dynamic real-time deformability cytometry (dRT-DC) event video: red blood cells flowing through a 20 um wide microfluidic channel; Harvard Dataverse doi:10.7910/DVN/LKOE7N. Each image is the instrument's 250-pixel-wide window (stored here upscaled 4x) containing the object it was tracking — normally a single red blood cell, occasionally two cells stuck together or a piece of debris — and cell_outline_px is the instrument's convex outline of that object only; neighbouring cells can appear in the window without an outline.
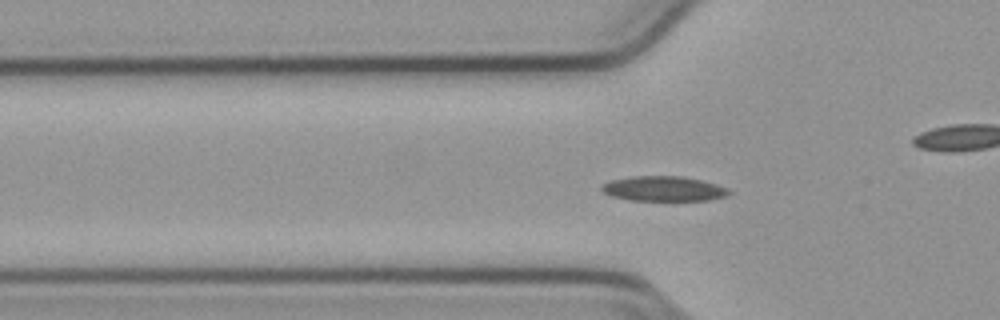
{"species": "common noctule bat (a hibernating species)", "species_latin": "Nyctalus noctula", "temperature_condition": "cold", "stored_images_in_passage": 56, "camera_frame_rate_fps": 3000, "um_per_image_px": 0.085, "animal": {"sex": "male", "body_mass_g": 23.1, "forearm_length_mm": 52.7}, "frame": {"image": 1, "passage_image": 18, "time_ms": 5.667, "image_size_px": [1000, 320], "cell_outline_px": [[732, 192], [728, 196], [708, 200], [628, 200], [612, 196], [604, 192], [600, 188], [604, 184], [612, 180], [632, 176], [684, 176], [716, 184], [728, 188]], "centroid_in_image_um": [56.44, 16.04], "position_along_channel_um": 69.4, "area_um2": 18.44}}
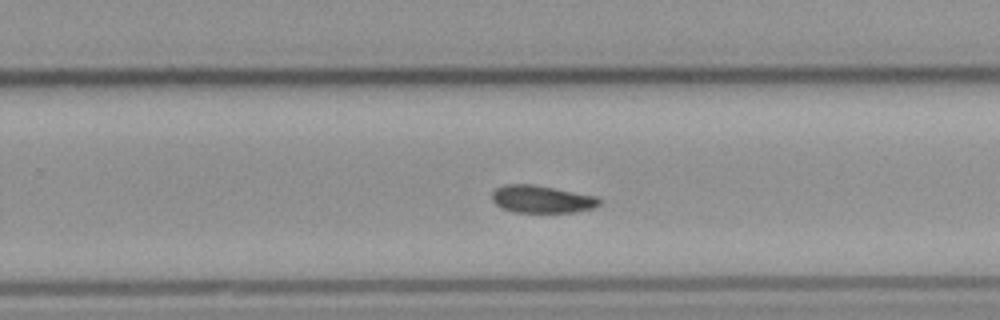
{"frame": {"image": 2, "passage_image": 35, "time_ms": 11.333, "image_size_px": [1000, 320], "cell_outline_px": [[600, 204], [596, 208], [576, 212], [512, 212], [500, 208], [492, 200], [492, 192], [496, 188], [504, 184], [532, 184], [596, 196], [600, 200]], "centroid_in_image_um": [46.03, 16.94], "position_along_channel_um": 283.8, "area_um2": 17.28}}
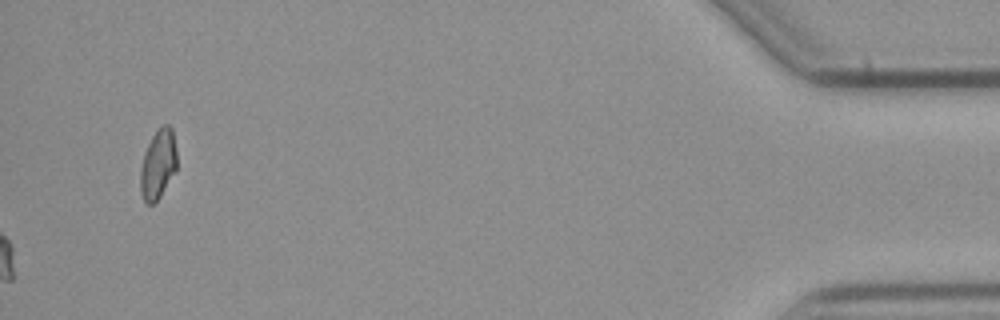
{"frame": {"image": 3, "passage_image": 56, "time_ms": 18.333, "image_size_px": [1000, 320], "cell_outline_px": [[176, 172], [160, 196], [152, 204], [148, 204], [144, 200], [140, 192], [140, 168], [144, 152], [152, 136], [164, 124], [168, 124], [172, 128], [176, 152]], "centroid_in_image_um": [13.43, 13.97], "position_along_channel_um": 421.8, "area_um2": 14.74}}